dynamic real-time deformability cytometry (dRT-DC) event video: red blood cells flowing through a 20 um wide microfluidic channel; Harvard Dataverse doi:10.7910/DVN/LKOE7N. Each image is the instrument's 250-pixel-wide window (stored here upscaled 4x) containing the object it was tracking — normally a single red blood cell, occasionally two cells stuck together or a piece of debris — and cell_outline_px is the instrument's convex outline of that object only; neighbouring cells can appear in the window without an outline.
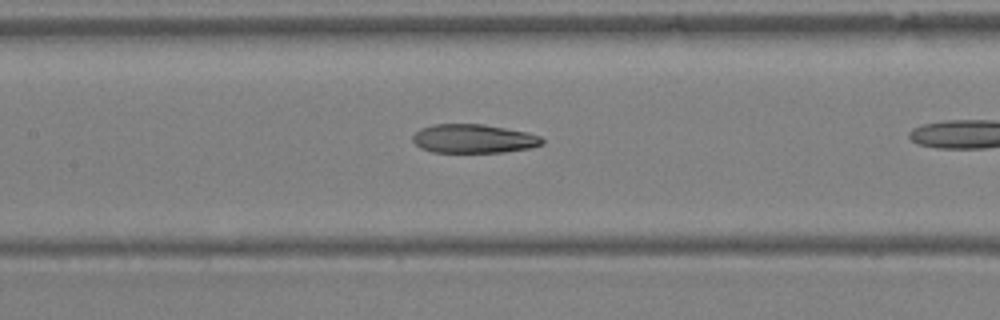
{"species": "Egyptian fruit bat (a non-hibernating species)", "species_latin": "Rousettus aegyptiacus", "temperature_condition": "warm", "stored_images_in_passage": 20, "camera_frame_rate_fps": 3000, "um_per_image_px": 0.085, "animal": {"sex": "female"}, "frame": {"image": 1, "passage_image": 17, "time_ms": 5.333, "image_size_px": [1000, 320], "cell_outline_px": [[544, 144], [532, 148], [504, 152], [432, 152], [420, 148], [412, 140], [412, 136], [420, 128], [432, 124], [484, 124], [524, 132], [540, 136], [544, 140]], "centroid_in_image_um": [40.24, 11.79], "position_along_channel_um": 167.2, "area_um2": 21.79}}